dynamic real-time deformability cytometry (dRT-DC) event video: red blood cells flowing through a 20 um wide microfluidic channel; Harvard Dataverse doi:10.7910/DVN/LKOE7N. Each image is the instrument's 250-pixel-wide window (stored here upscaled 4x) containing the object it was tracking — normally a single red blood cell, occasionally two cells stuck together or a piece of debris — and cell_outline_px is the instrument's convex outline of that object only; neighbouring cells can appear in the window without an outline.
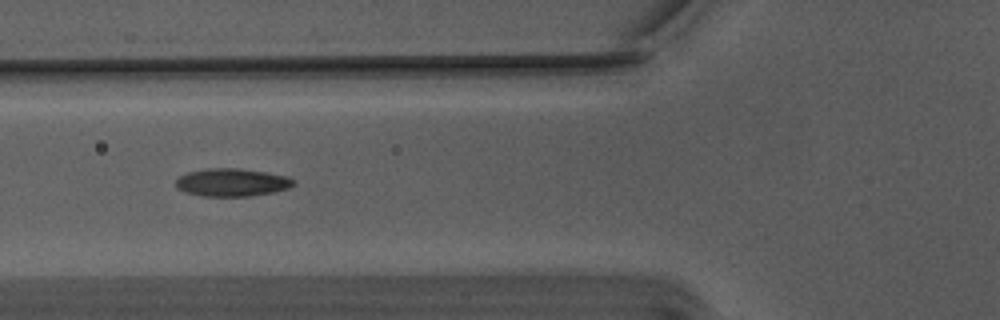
{"species": "Egyptian fruit bat (a non-hibernating species)", "species_latin": "Rousettus aegyptiacus", "temperature_condition": "warm", "stored_images_in_passage": 29, "camera_frame_rate_fps": 3000, "um_per_image_px": 0.085, "animal": {"sex": "male"}, "frame": {"image": 1, "passage_image": 6, "time_ms": 1.667, "image_size_px": [1000, 320], "cell_outline_px": [[296, 184], [288, 188], [272, 192], [252, 196], [200, 196], [184, 192], [176, 188], [176, 180], [180, 176], [188, 172], [208, 168], [236, 168], [264, 172], [288, 176], [296, 180]], "centroid_in_image_um": [19.71, 15.51], "position_along_channel_um": 106.1, "area_um2": 19.19}}